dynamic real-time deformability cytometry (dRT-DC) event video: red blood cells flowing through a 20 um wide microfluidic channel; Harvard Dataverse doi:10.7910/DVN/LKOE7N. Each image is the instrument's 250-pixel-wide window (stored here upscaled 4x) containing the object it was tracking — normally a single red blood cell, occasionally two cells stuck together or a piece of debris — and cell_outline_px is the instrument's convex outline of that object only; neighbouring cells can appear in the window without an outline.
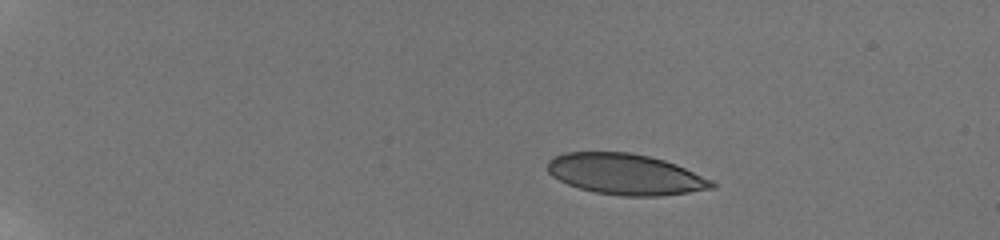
{"species": "human", "species_latin": "Homo sapiens", "temperature_condition": "room temperature", "stored_images_in_passage": 31, "camera_frame_rate_fps": 3000, "um_per_image_px": 0.085, "donor": {"sex": "male"}, "frame": {"image": 1, "passage_image": 6, "time_ms": 3.667, "image_size_px": [1000, 240], "cell_outline_px": [[716, 188], [660, 196], [624, 196], [596, 192], [580, 188], [568, 184], [552, 176], [548, 172], [548, 160], [552, 156], [564, 152], [628, 152], [648, 156], [664, 160], [676, 164], [712, 180], [716, 184]], "centroid_in_image_um": [53.16, 14.8], "position_along_channel_um": 31.8, "area_um2": 39.07}}
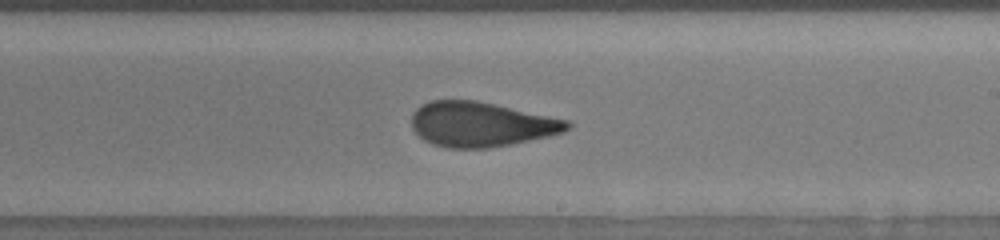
{"frame": {"image": 2, "passage_image": 29, "time_ms": 12.333, "image_size_px": [1000, 240], "cell_outline_px": [[572, 128], [564, 132], [548, 136], [488, 148], [448, 148], [432, 144], [424, 140], [412, 128], [412, 112], [420, 104], [432, 100], [476, 100], [568, 120], [572, 124]], "centroid_in_image_um": [40.87, 10.56], "position_along_channel_um": 248.1, "area_um2": 40.52}}
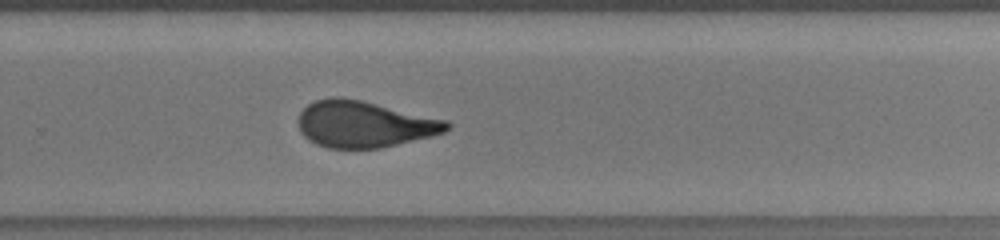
{"frame": {"image": 3, "passage_image": 31, "time_ms": 13.667, "image_size_px": [1000, 240], "cell_outline_px": [[452, 128], [444, 132], [432, 136], [380, 148], [328, 148], [316, 144], [304, 136], [300, 132], [300, 112], [308, 104], [316, 100], [336, 96], [340, 96], [360, 100], [448, 120], [452, 124]], "centroid_in_image_um": [30.99, 10.55], "position_along_channel_um": 298.8, "area_um2": 40.06}}